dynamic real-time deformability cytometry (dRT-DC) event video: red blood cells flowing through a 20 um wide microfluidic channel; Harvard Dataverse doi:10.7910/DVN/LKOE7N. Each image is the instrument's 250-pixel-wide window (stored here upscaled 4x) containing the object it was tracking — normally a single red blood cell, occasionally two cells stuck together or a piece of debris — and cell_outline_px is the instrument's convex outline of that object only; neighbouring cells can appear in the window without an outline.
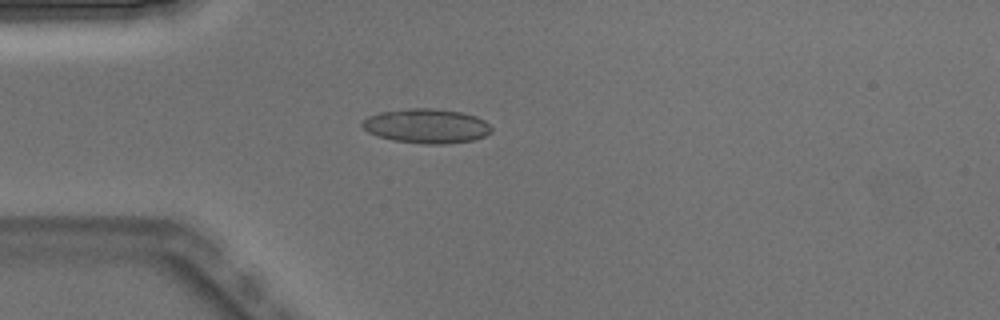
{"species": "Egyptian fruit bat (a non-hibernating species)", "species_latin": "Rousettus aegyptiacus", "temperature_condition": "warm", "stored_images_in_passage": 2, "camera_frame_rate_fps": 3000, "um_per_image_px": 0.085, "animal": {"sex": "male"}, "frame": {"image": 1, "passage_image": 2, "time_ms": 0.333, "image_size_px": [1000, 320], "cell_outline_px": [[492, 132], [484, 136], [472, 140], [444, 144], [424, 144], [392, 140], [376, 136], [368, 132], [360, 124], [368, 116], [380, 112], [408, 108], [432, 108], [460, 112], [476, 116], [484, 120], [492, 128]], "centroid_in_image_um": [36.24, 10.71], "position_along_channel_um": 48.8, "area_um2": 25.95}}